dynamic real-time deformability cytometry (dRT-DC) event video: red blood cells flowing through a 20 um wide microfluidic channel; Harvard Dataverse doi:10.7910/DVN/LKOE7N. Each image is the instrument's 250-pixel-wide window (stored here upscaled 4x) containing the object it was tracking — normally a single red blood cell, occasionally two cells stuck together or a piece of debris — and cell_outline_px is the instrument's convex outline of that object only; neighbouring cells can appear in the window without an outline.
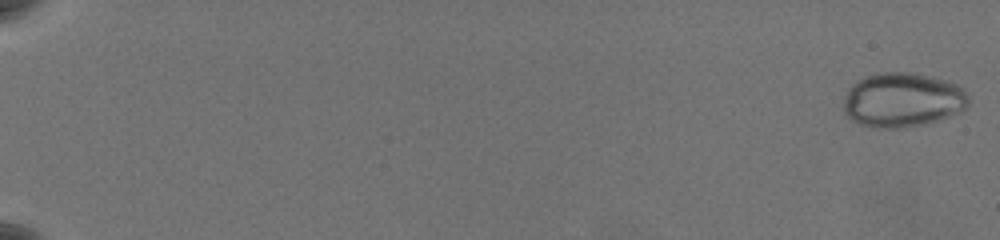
{"species": "common noctule bat (a hibernating species)", "species_latin": "Nyctalus noctula", "temperature_condition": "warm", "stored_images_in_passage": 62, "camera_frame_rate_fps": 3000, "um_per_image_px": 0.085, "animal": {"sex": "female", "body_mass_g": 19.5, "forearm_length_mm": 54.1}, "frame": {"image": 1, "passage_image": 1, "time_ms": 0.0, "image_size_px": [1000, 240], "cell_outline_px": [[968, 104], [960, 112], [924, 124], [904, 128], [876, 128], [860, 124], [852, 120], [844, 112], [844, 96], [848, 88], [852, 84], [868, 76], [884, 72], [916, 72], [956, 84], [968, 96]], "centroid_in_image_um": [76.69, 8.5], "position_along_channel_um": 8.3, "area_um2": 39.42}}
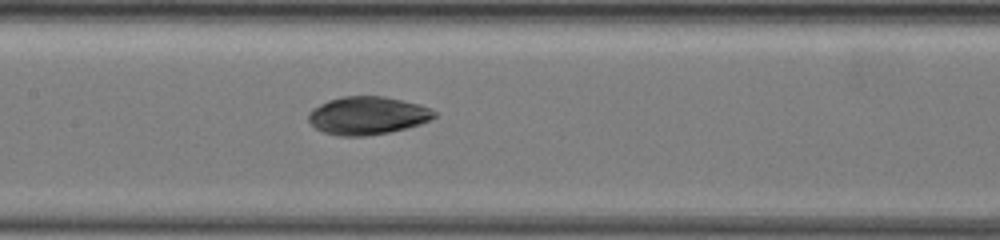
{"frame": {"image": 2, "passage_image": 34, "time_ms": 11.0, "image_size_px": [1000, 240], "cell_outline_px": [[436, 116], [420, 124], [408, 128], [368, 136], [336, 136], [324, 132], [316, 128], [308, 120], [308, 112], [312, 108], [328, 100], [340, 96], [384, 96], [420, 104], [436, 112]], "centroid_in_image_um": [31.21, 9.82], "position_along_channel_um": 176.2, "area_um2": 27.98}}
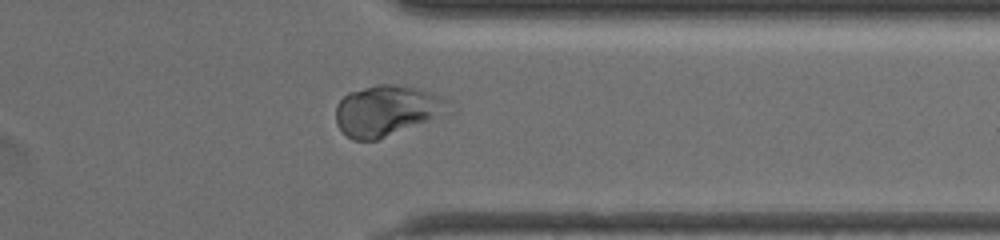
{"frame": {"image": 3, "passage_image": 51, "time_ms": 16.667, "image_size_px": [1000, 240], "cell_outline_px": [[448, 104], [428, 120], [376, 140], [352, 140], [336, 124], [336, 104], [348, 92], [376, 84], [396, 84], [428, 92], [440, 96], [448, 100]], "centroid_in_image_um": [32.72, 9.39], "position_along_channel_um": 378.7, "area_um2": 31.96}}